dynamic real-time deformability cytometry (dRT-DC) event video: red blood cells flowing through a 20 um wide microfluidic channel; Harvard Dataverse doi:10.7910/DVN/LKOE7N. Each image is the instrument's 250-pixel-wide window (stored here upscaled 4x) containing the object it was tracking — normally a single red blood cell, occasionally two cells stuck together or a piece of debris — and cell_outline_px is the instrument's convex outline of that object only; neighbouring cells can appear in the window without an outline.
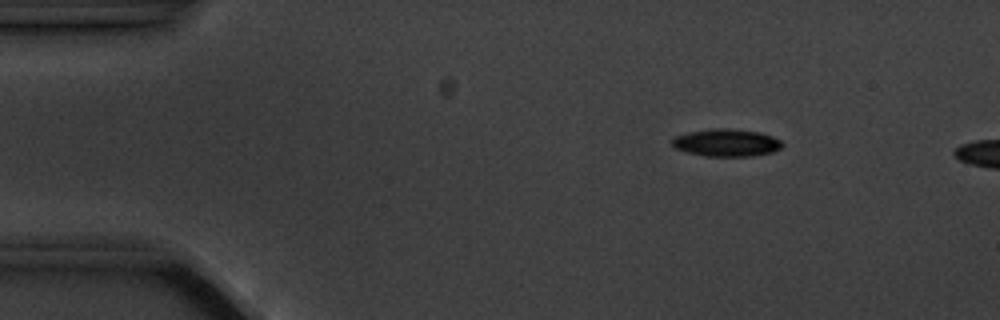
{"species": "common noctule bat (a hibernating species)", "species_latin": "Nyctalus noctula", "temperature_condition": "cold", "stored_images_in_passage": 5, "camera_frame_rate_fps": 3000, "um_per_image_px": 0.085, "animal": {"sex": "male", "body_mass_g": 20.1, "forearm_length_mm": 53.5}, "frame": {"image": 1, "passage_image": 3, "time_ms": 2.333, "image_size_px": [1000, 320], "cell_outline_px": [[784, 144], [780, 148], [772, 152], [752, 156], [704, 156], [688, 152], [676, 148], [672, 144], [672, 140], [676, 136], [688, 132], [712, 128], [728, 128], [760, 132], [772, 136], [780, 140]], "centroid_in_image_um": [61.76, 12.12], "position_along_channel_um": 23.2, "area_um2": 17.57}}